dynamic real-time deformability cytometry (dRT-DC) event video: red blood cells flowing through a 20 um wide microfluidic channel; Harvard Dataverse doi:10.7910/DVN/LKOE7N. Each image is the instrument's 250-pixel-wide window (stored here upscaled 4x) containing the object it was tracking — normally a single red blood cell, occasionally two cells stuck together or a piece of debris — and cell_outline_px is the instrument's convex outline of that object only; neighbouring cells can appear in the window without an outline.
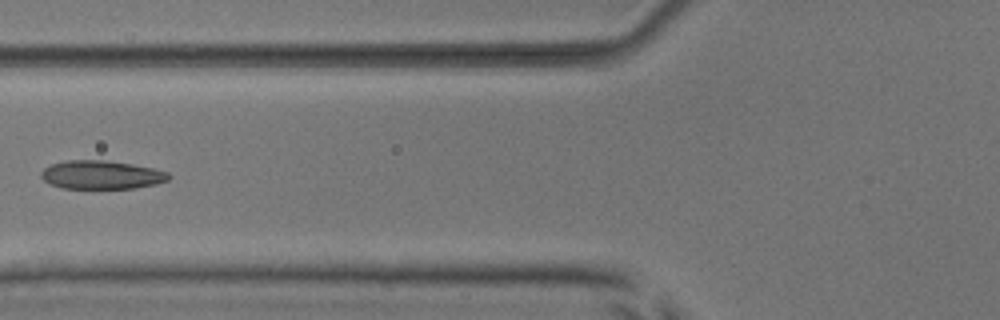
{"species": "common noctule bat (a hibernating species)", "species_latin": "Nyctalus noctula", "temperature_condition": "room temperature", "stored_images_in_passage": 7, "camera_frame_rate_fps": 3000, "um_per_image_px": 0.085, "animal": {"sex": "male", "body_mass_g": 17.9, "forearm_length_mm": 54.2}, "frame": {"image": 1, "passage_image": 6, "time_ms": 6.667, "image_size_px": [1000, 320], "cell_outline_px": [[172, 176], [168, 180], [156, 184], [136, 188], [60, 188], [48, 184], [40, 176], [40, 172], [44, 168], [52, 164], [68, 160], [104, 160], [132, 164], [152, 168], [168, 172]], "centroid_in_image_um": [8.61, 14.86], "position_along_channel_um": 117.2, "area_um2": 21.27}}
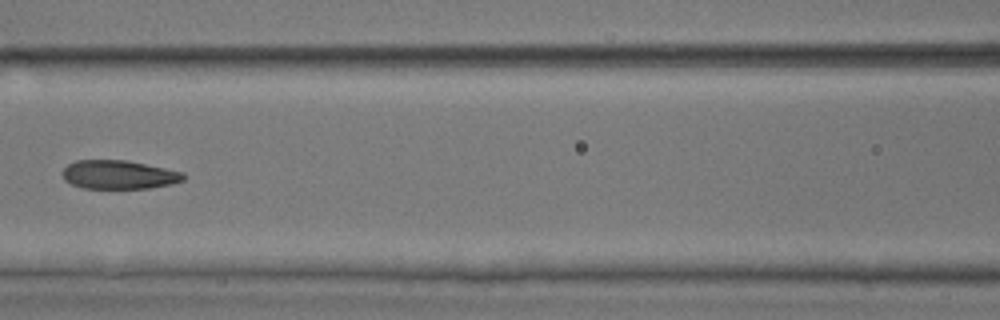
{"frame": {"image": 2, "passage_image": 7, "time_ms": 7.667, "image_size_px": [1000, 320], "cell_outline_px": [[184, 180], [172, 184], [148, 188], [84, 188], [72, 184], [64, 180], [64, 168], [68, 164], [76, 160], [128, 160], [184, 172]], "centroid_in_image_um": [10.12, 14.84], "position_along_channel_um": 156.5, "area_um2": 20.17}}